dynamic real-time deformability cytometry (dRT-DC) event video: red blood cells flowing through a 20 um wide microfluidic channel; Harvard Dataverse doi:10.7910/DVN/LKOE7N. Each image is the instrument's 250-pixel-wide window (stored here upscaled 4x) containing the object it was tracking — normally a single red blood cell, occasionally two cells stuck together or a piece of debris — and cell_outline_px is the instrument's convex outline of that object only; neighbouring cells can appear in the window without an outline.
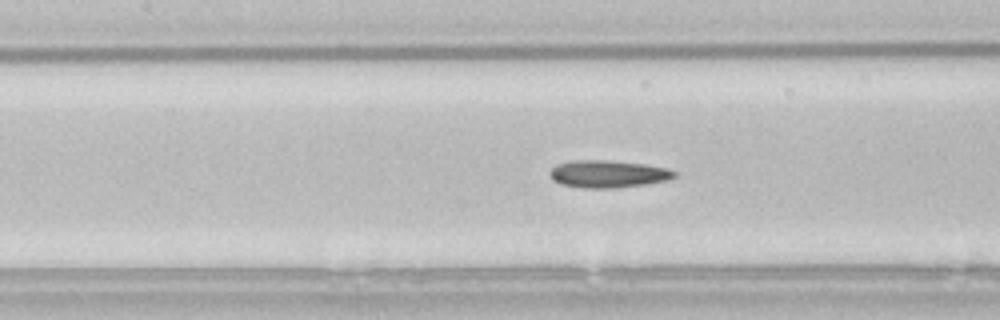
{"species": "common noctule bat (a hibernating species)", "species_latin": "Nyctalus noctula", "temperature_condition": "room temperature", "stored_images_in_passage": 44, "camera_frame_rate_fps": 3000, "um_per_image_px": 0.085, "animal": {"sex": "male", "body_mass_g": 21.5, "forearm_length_mm": 52.0}, "frame": {"image": 1, "passage_image": 14, "time_ms": 4.333, "image_size_px": [1000, 320], "cell_outline_px": [[676, 176], [668, 180], [644, 184], [616, 188], [580, 188], [560, 184], [552, 180], [548, 172], [556, 164], [572, 160], [608, 160], [644, 164], [668, 168], [676, 172]], "centroid_in_image_um": [51.64, 14.78], "position_along_channel_um": 155.8, "area_um2": 20.06}}
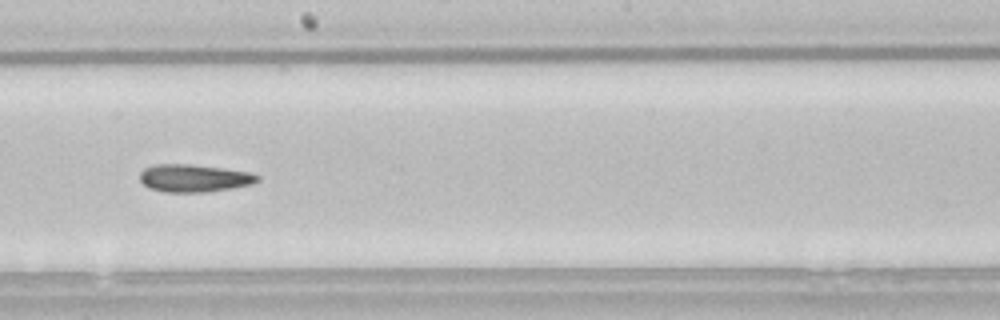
{"frame": {"image": 2, "passage_image": 20, "time_ms": 6.333, "image_size_px": [1000, 320], "cell_outline_px": [[260, 180], [252, 184], [232, 188], [208, 192], [164, 192], [148, 188], [140, 180], [140, 172], [144, 168], [152, 164], [192, 164], [224, 168], [252, 172], [260, 176]], "centroid_in_image_um": [16.51, 15.14], "position_along_channel_um": 231.7, "area_um2": 19.25}}
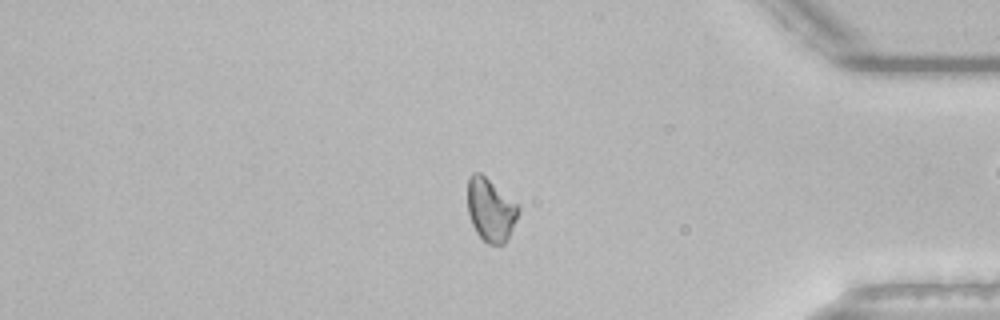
{"frame": {"image": 3, "passage_image": 35, "time_ms": 11.333, "image_size_px": [1000, 320], "cell_outline_px": [[520, 212], [504, 244], [488, 244], [476, 232], [472, 224], [468, 212], [468, 176], [472, 172], [480, 172], [516, 204], [520, 208]], "centroid_in_image_um": [41.68, 17.83], "position_along_channel_um": 393.5, "area_um2": 18.26}, "authors_computed_cell_mechanics": {"area_um2": 18.9006, "velocity_mm_per_s": 3.8057, "shape_relaxation_time_tau1_ms": null, "shape_relaxation_time_tau2_ms": 9.6929, "deformation_change_tau1": null, "deformation_change_tau2": 0.1593}}